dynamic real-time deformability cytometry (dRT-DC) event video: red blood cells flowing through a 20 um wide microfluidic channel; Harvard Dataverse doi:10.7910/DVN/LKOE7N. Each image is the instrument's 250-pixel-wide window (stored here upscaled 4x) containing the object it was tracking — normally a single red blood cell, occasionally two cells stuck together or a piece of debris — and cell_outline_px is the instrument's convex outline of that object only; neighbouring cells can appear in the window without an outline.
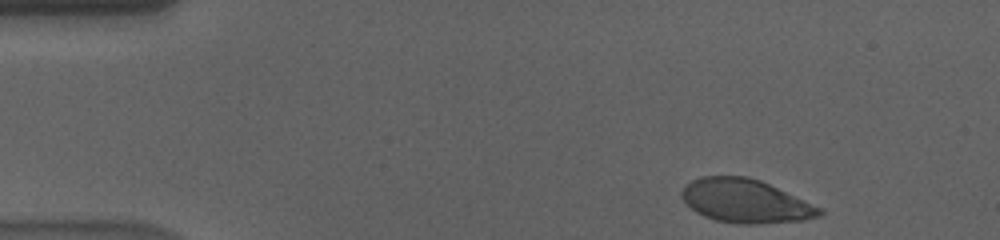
{"species": "human", "species_latin": "Homo sapiens", "temperature_condition": "cold", "stored_images_in_passage": 51, "camera_frame_rate_fps": 3000, "um_per_image_px": 0.085, "donor": {"sex": "male"}, "frame": {"image": 1, "passage_image": 1, "time_ms": 0.0, "image_size_px": [1000, 240], "cell_outline_px": [[824, 212], [820, 216], [804, 220], [756, 224], [740, 224], [716, 220], [704, 216], [696, 212], [680, 196], [680, 192], [692, 180], [704, 176], [748, 176], [760, 180], [820, 208]], "centroid_in_image_um": [63.34, 17.09], "position_along_channel_um": 21.7, "area_um2": 34.51}}
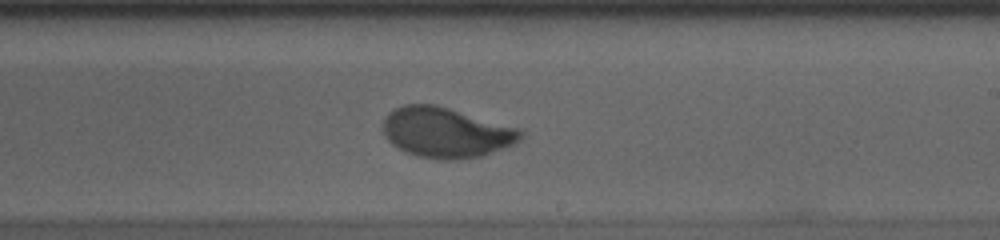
{"frame": {"image": 2, "passage_image": 28, "time_ms": 9.0, "image_size_px": [1000, 240], "cell_outline_px": [[524, 136], [516, 144], [484, 156], [460, 160], [436, 160], [416, 156], [392, 144], [384, 136], [384, 120], [388, 112], [404, 104], [436, 104], [520, 128], [524, 132]], "centroid_in_image_um": [37.97, 11.28], "position_along_channel_um": 251.0, "area_um2": 40.81}}
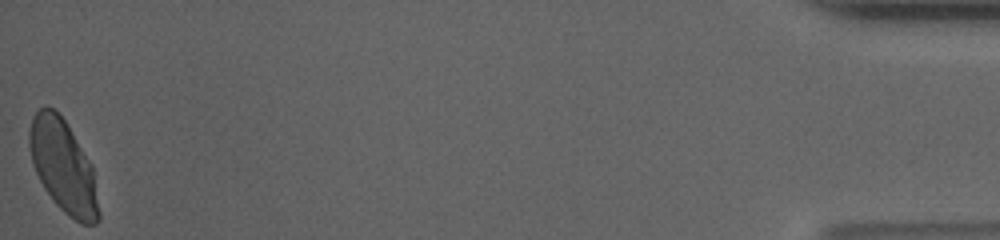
{"frame": {"image": 3, "passage_image": 51, "time_ms": 16.667, "image_size_px": [1000, 240], "cell_outline_px": [[100, 220], [96, 224], [80, 224], [64, 212], [52, 200], [44, 188], [32, 164], [28, 144], [28, 132], [32, 116], [44, 104], [52, 108], [64, 120], [92, 168], [100, 212]], "centroid_in_image_um": [5.34, 14.17], "position_along_channel_um": 429.9, "area_um2": 37.05}, "authors_computed_cell_mechanics": {"area_um2": 38.5526, "velocity_mm_per_s": 3.5667, "shape_relaxation_time_tau1_ms": 3.6593, "shape_relaxation_time_tau2_ms": null, "deformation_change_tau1": 0.1449, "deformation_change_tau2": null}}